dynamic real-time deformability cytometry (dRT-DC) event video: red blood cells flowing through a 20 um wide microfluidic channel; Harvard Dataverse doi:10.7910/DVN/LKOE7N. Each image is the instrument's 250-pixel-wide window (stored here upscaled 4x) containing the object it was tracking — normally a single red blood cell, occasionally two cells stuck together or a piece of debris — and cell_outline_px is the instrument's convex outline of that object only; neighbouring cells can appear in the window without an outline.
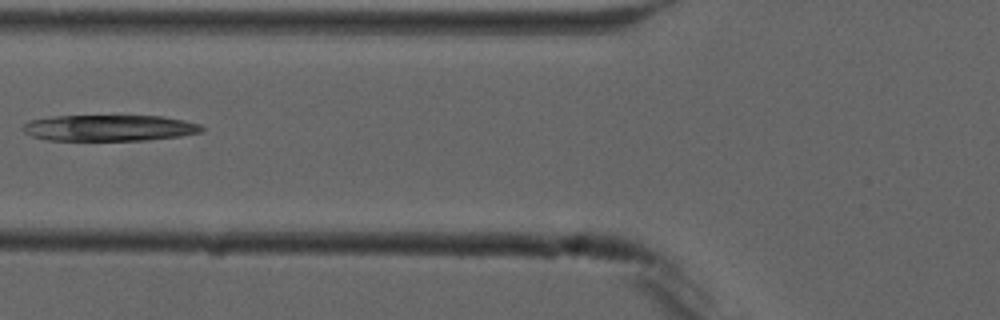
{"species": "common noctule bat (a hibernating species)", "species_latin": "Nyctalus noctula", "temperature_condition": "cold", "stored_images_in_passage": 5, "camera_frame_rate_fps": 3000, "um_per_image_px": 0.085, "animal": {"sex": "male", "forearm_length_mm": 52.5}, "frame": {"image": 1, "passage_image": 4, "time_ms": 3.333, "image_size_px": [1000, 320], "cell_outline_px": [[204, 132], [180, 136], [148, 140], [44, 140], [32, 136], [24, 132], [20, 128], [28, 120], [52, 116], [164, 116], [184, 120], [200, 124], [204, 128]], "centroid_in_image_um": [9.28, 10.87], "position_along_channel_um": 116.5, "area_um2": 27.51}}
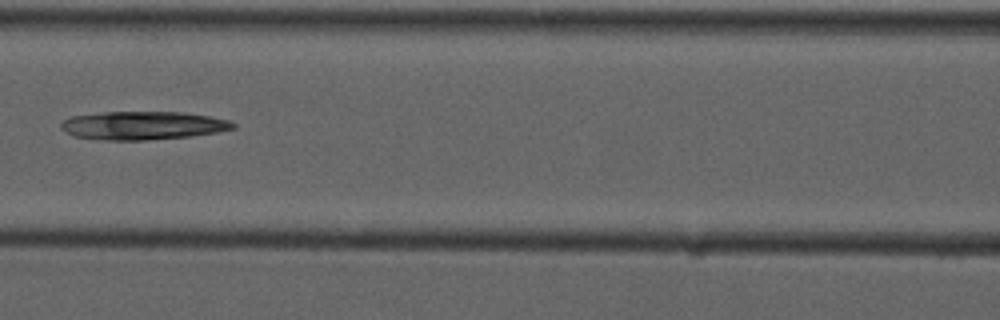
{"frame": {"image": 2, "passage_image": 5, "time_ms": 4.333, "image_size_px": [1000, 320], "cell_outline_px": [[236, 128], [216, 132], [188, 136], [144, 140], [104, 140], [76, 136], [60, 128], [60, 124], [64, 120], [72, 116], [104, 112], [184, 112], [208, 116], [228, 120], [236, 124]], "centroid_in_image_um": [12.15, 10.66], "position_along_channel_um": 154.4, "area_um2": 28.09}}